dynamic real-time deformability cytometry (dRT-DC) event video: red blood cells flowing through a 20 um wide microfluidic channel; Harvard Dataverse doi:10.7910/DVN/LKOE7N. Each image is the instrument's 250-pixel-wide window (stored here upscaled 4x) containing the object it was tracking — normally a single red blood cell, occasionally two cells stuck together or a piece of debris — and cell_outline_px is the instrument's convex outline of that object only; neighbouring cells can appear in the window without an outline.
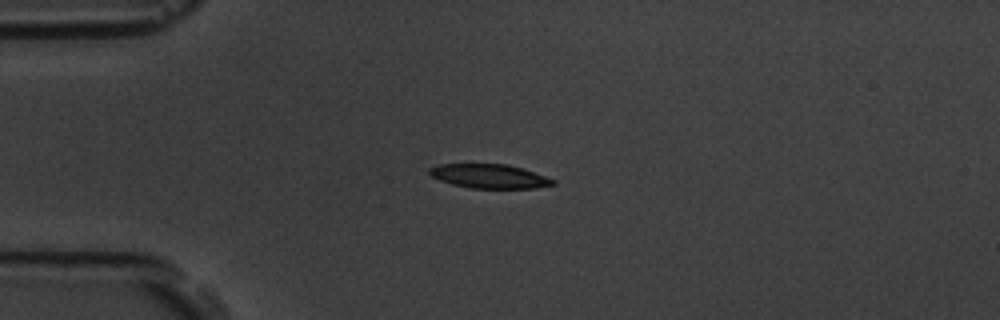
{"species": "common noctule bat (a hibernating species)", "species_latin": "Nyctalus noctula", "temperature_condition": "room temperature", "stored_images_in_passage": 8, "camera_frame_rate_fps": 3000, "um_per_image_px": 0.085, "animal": {"sex": "male", "body_mass_g": 19.5, "forearm_length_mm": 54.6}, "frame": {"image": 1, "passage_image": 4, "time_ms": 3.667, "image_size_px": [1000, 320], "cell_outline_px": [[556, 184], [532, 188], [472, 188], [452, 184], [440, 180], [432, 176], [428, 172], [428, 168], [440, 164], [508, 164], [524, 168], [556, 180]], "centroid_in_image_um": [41.61, 14.97], "position_along_channel_um": 43.4, "area_um2": 17.34}}
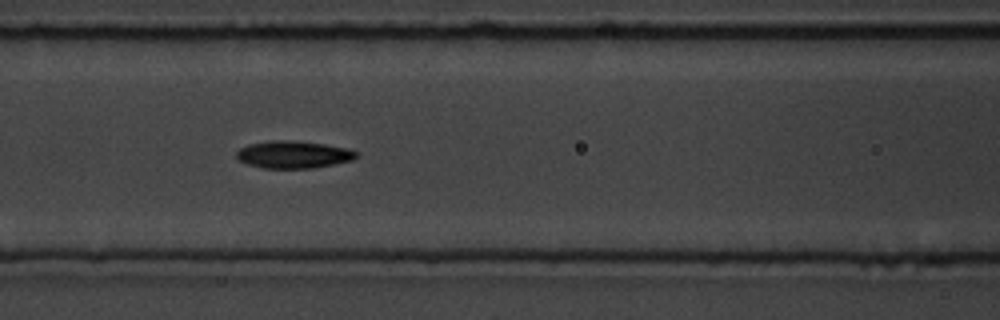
{"frame": {"image": 2, "passage_image": 7, "time_ms": 7.0, "image_size_px": [1000, 320], "cell_outline_px": [[356, 156], [352, 160], [312, 168], [264, 168], [248, 164], [236, 160], [236, 152], [240, 148], [248, 144], [272, 140], [288, 140], [324, 144], [348, 148], [356, 152]], "centroid_in_image_um": [24.88, 13.13], "position_along_channel_um": 141.7, "area_um2": 18.96}}
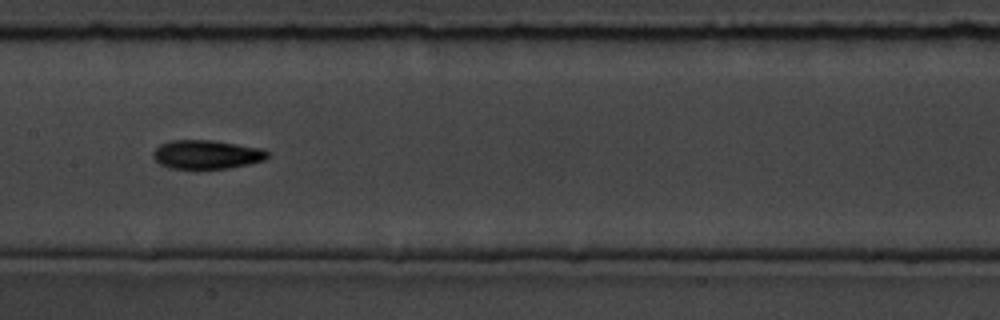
{"frame": {"image": 3, "passage_image": 8, "time_ms": 8.333, "image_size_px": [1000, 320], "cell_outline_px": [[268, 156], [264, 160], [248, 164], [228, 168], [168, 168], [160, 164], [152, 156], [152, 152], [160, 144], [168, 140], [212, 140], [260, 148], [268, 152]], "centroid_in_image_um": [17.52, 13.12], "position_along_channel_um": 189.9, "area_um2": 19.07}}